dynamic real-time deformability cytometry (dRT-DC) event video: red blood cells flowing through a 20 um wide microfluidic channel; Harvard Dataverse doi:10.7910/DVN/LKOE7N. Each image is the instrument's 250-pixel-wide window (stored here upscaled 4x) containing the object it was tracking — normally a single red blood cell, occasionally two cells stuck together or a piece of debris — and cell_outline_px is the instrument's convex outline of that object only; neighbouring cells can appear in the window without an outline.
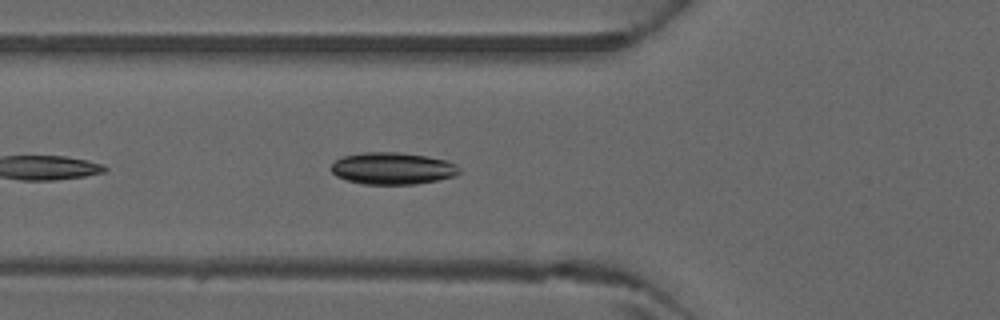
{"species": "common noctule bat (a hibernating species)", "species_latin": "Nyctalus noctula", "temperature_condition": "warm", "stored_images_in_passage": 21, "camera_frame_rate_fps": 3000, "um_per_image_px": 0.085, "animal": {"sex": "male", "forearm_length_mm": 52.5}, "frame": {"image": 1, "passage_image": 12, "time_ms": 3.667, "image_size_px": [1000, 320], "cell_outline_px": [[460, 172], [456, 176], [416, 184], [364, 184], [348, 180], [336, 176], [332, 172], [332, 164], [336, 160], [344, 156], [364, 152], [400, 152], [428, 156], [444, 160], [456, 164], [460, 168]], "centroid_in_image_um": [33.39, 14.31], "position_along_channel_um": 92.4, "area_um2": 23.81}}
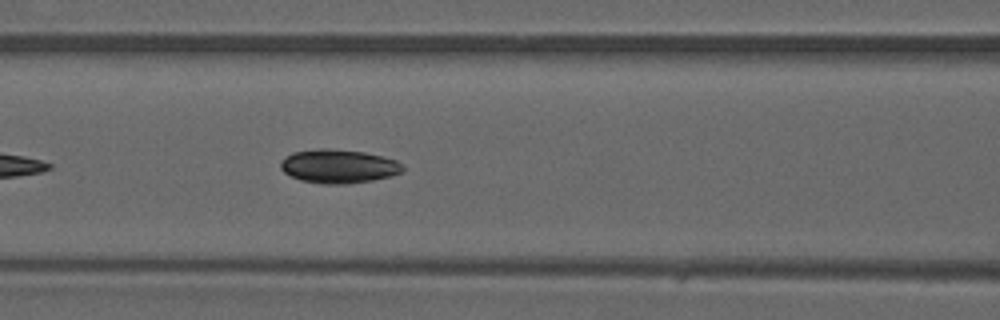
{"frame": {"image": 2, "passage_image": 15, "time_ms": 4.667, "image_size_px": [1000, 320], "cell_outline_px": [[404, 172], [392, 176], [372, 180], [348, 184], [324, 184], [300, 180], [284, 172], [280, 168], [280, 164], [292, 152], [364, 152], [396, 160], [404, 168]], "centroid_in_image_um": [28.85, 14.21], "position_along_channel_um": 137.8, "area_um2": 22.77}}
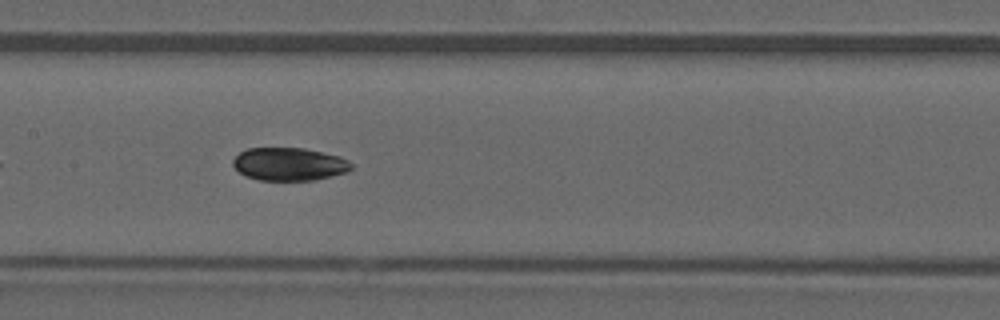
{"frame": {"image": 3, "passage_image": 18, "time_ms": 5.667, "image_size_px": [1000, 320], "cell_outline_px": [[352, 168], [348, 172], [316, 180], [260, 180], [244, 176], [232, 164], [232, 160], [240, 152], [248, 148], [304, 148], [340, 156], [348, 160], [352, 164]], "centroid_in_image_um": [24.6, 13.95], "position_along_channel_um": 182.8, "area_um2": 22.83}}